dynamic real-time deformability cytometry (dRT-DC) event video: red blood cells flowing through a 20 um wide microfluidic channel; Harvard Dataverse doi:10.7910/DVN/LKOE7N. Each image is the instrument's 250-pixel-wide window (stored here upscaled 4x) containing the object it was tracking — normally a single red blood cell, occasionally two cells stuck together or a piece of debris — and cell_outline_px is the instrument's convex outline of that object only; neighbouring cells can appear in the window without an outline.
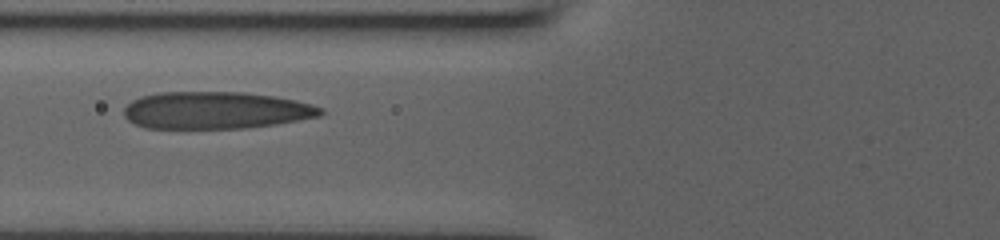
{"species": "human", "species_latin": "Homo sapiens", "temperature_condition": "room temperature", "stored_images_in_passage": 8, "camera_frame_rate_fps": 3000, "um_per_image_px": 0.085, "donor": {"sex": "male"}, "frame": {"image": 1, "passage_image": 2, "time_ms": 0.333, "image_size_px": [1000, 240], "cell_outline_px": [[324, 112], [320, 116], [276, 124], [244, 128], [144, 128], [128, 120], [124, 116], [124, 108], [132, 100], [140, 96], [160, 92], [244, 92], [272, 96], [312, 104], [324, 108]], "centroid_in_image_um": [18.32, 9.37], "position_along_channel_um": 107.5, "area_um2": 42.6}}
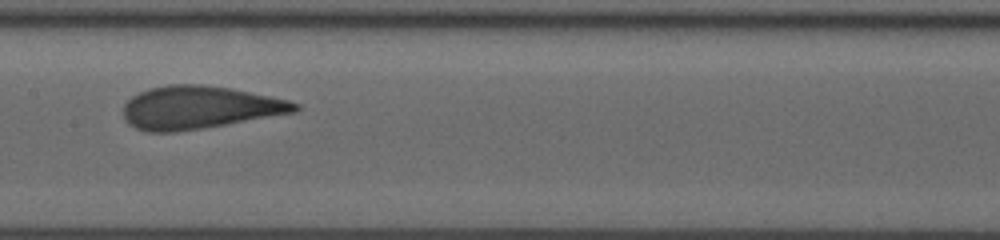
{"frame": {"image": 2, "passage_image": 4, "time_ms": 1.0, "image_size_px": [1000, 240], "cell_outline_px": [[300, 108], [296, 112], [176, 132], [148, 132], [136, 128], [128, 124], [124, 120], [124, 104], [132, 96], [140, 92], [152, 88], [168, 84], [200, 84], [232, 88], [288, 100], [300, 104]], "centroid_in_image_um": [16.92, 9.13], "position_along_channel_um": 190.5, "area_um2": 42.6}}
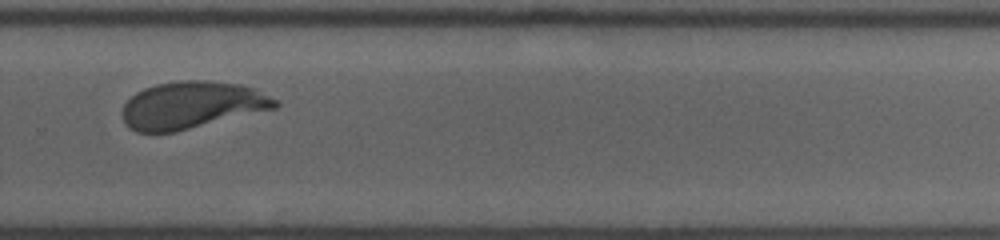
{"frame": {"image": 3, "passage_image": 7, "time_ms": 2.0, "image_size_px": [1000, 240], "cell_outline_px": [[280, 104], [276, 108], [176, 132], [136, 132], [128, 128], [120, 112], [124, 104], [136, 92], [144, 88], [156, 84], [180, 80], [208, 80], [240, 84], [256, 88], [276, 100]], "centroid_in_image_um": [16.29, 8.93], "position_along_channel_um": 313.5, "area_um2": 42.25}}